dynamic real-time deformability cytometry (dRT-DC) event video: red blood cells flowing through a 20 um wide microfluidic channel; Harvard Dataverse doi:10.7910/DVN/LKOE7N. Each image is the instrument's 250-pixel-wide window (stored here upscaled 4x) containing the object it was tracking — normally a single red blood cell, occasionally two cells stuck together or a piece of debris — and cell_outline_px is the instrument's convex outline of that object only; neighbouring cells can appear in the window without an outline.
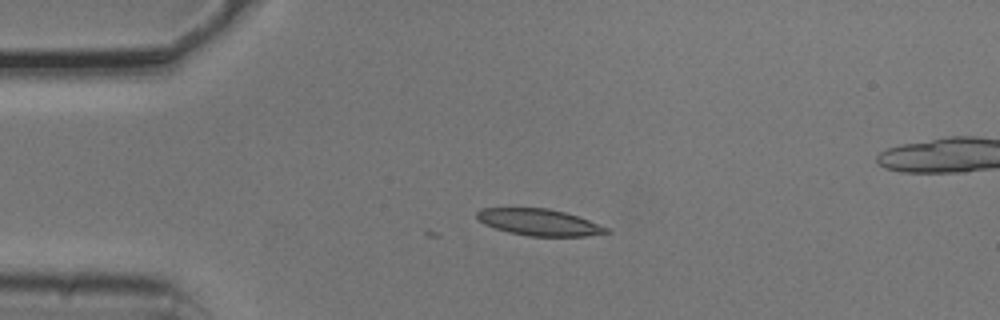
{"species": "common noctule bat (a hibernating species)", "species_latin": "Nyctalus noctula", "temperature_condition": "cold", "stored_images_in_passage": 5, "camera_frame_rate_fps": 3000, "um_per_image_px": 0.085, "animal": {"sex": "male", "body_mass_g": 20.5, "forearm_length_mm": 52.5}, "frame": {"image": 1, "passage_image": 1, "time_ms": 0.0, "image_size_px": [1000, 320], "cell_outline_px": [[612, 232], [584, 236], [528, 236], [508, 232], [484, 224], [476, 220], [476, 212], [480, 208], [548, 208], [564, 212], [588, 220], [608, 228]], "centroid_in_image_um": [45.77, 18.89], "position_along_channel_um": 39.2, "area_um2": 20.0}}